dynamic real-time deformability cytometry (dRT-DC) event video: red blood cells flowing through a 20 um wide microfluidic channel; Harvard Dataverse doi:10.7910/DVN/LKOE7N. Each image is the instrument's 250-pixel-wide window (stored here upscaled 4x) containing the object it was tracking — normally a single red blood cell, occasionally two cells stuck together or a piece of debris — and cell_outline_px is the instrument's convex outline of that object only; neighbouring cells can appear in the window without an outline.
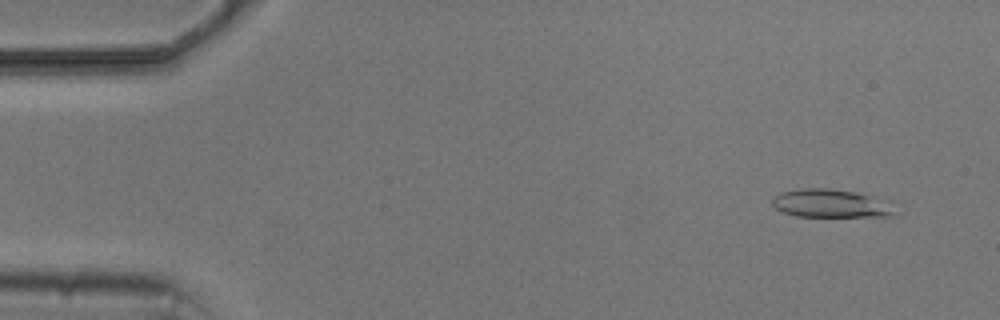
{"species": "common noctule bat (a hibernating species)", "species_latin": "Nyctalus noctula", "temperature_condition": "cold", "stored_images_in_passage": 5, "camera_frame_rate_fps": 3000, "um_per_image_px": 0.085, "animal": {"sex": "male", "body_mass_g": 20.5, "forearm_length_mm": 52.5}, "frame": {"image": 1, "passage_image": 2, "time_ms": 1.0, "image_size_px": [1000, 320], "cell_outline_px": [[896, 212], [892, 216], [796, 216], [784, 212], [776, 208], [772, 204], [772, 196], [780, 192], [800, 188], [832, 188], [856, 192], [896, 200]], "centroid_in_image_um": [70.75, 17.27], "position_along_channel_um": 14.3, "area_um2": 20.92}}
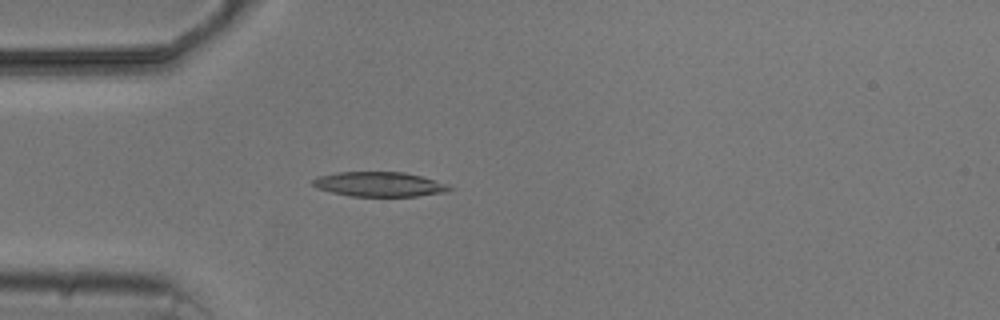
{"frame": {"image": 2, "passage_image": 5, "time_ms": 4.667, "image_size_px": [1000, 320], "cell_outline_px": [[456, 188], [448, 192], [416, 196], [352, 196], [332, 192], [316, 188], [312, 184], [312, 180], [316, 176], [336, 172], [404, 172], [420, 176], [448, 184]], "centroid_in_image_um": [32.25, 15.66], "position_along_channel_um": 52.7, "area_um2": 19.77}}